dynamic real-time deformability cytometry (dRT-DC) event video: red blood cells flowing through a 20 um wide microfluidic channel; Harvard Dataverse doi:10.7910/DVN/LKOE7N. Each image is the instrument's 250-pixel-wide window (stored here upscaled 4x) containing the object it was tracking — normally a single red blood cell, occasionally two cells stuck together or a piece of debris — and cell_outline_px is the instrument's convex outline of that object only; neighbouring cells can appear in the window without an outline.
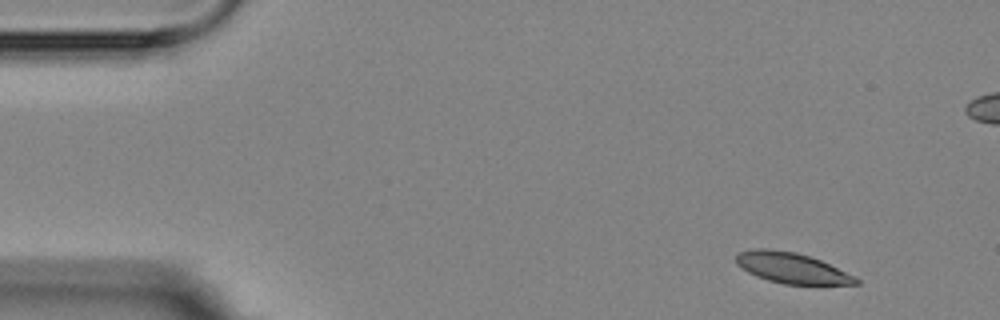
{"species": "Egyptian fruit bat (a non-hibernating species)", "species_latin": "Rousettus aegyptiacus", "temperature_condition": "room temperature", "stored_images_in_passage": 5, "camera_frame_rate_fps": 3000, "um_per_image_px": 0.085, "animal": {"sex": "female"}, "frame": {"image": 1, "passage_image": 1, "time_ms": 0.0, "image_size_px": [1000, 320], "cell_outline_px": [[860, 284], [784, 284], [768, 280], [756, 276], [748, 272], [736, 264], [736, 252], [752, 248], [768, 248], [796, 252], [820, 260], [856, 276], [860, 280]], "centroid_in_image_um": [67.27, 22.76], "position_along_channel_um": 17.7, "area_um2": 21.44}}